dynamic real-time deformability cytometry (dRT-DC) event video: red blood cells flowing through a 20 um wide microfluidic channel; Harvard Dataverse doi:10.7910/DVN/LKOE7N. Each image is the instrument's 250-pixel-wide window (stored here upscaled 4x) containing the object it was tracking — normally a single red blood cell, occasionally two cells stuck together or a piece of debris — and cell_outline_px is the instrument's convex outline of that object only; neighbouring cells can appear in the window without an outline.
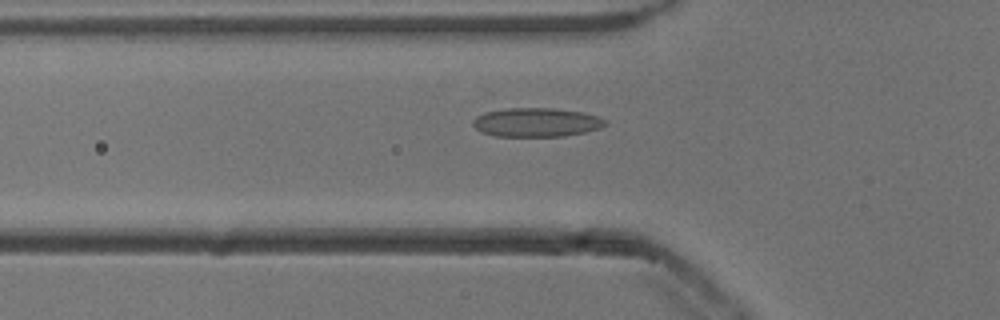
{"species": "common noctule bat (a hibernating species)", "species_latin": "Nyctalus noctula", "temperature_condition": "cold", "stored_images_in_passage": 32, "camera_frame_rate_fps": 3000, "um_per_image_px": 0.085, "animal": {"sex": "male", "body_mass_g": 13.3}, "frame": {"image": 1, "passage_image": 2, "time_ms": 0.333, "image_size_px": [1000, 320], "cell_outline_px": [[608, 124], [600, 128], [584, 132], [564, 136], [496, 136], [480, 132], [472, 124], [472, 120], [476, 116], [484, 112], [504, 108], [556, 108], [580, 112], [596, 116], [608, 120]], "centroid_in_image_um": [45.57, 10.39], "position_along_channel_um": 80.2, "area_um2": 22.43}}
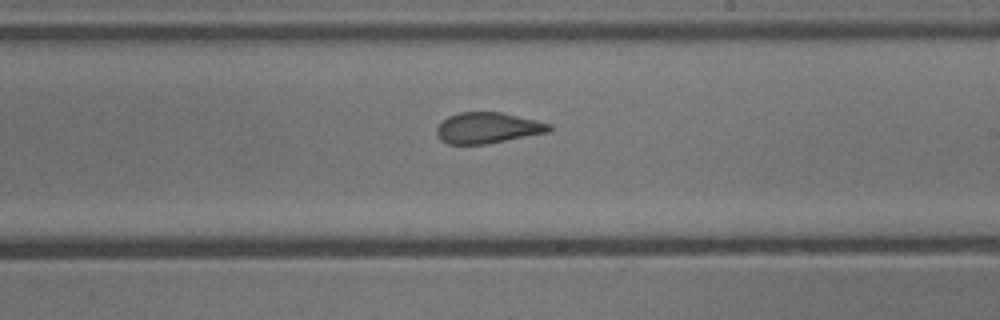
{"frame": {"image": 2, "passage_image": 15, "time_ms": 4.667, "image_size_px": [1000, 320], "cell_outline_px": [[552, 128], [548, 132], [488, 144], [448, 144], [440, 140], [436, 136], [436, 128], [440, 120], [448, 116], [460, 112], [500, 112], [536, 120], [552, 124]], "centroid_in_image_um": [41.41, 10.87], "position_along_channel_um": 247.6, "area_um2": 20.46}}
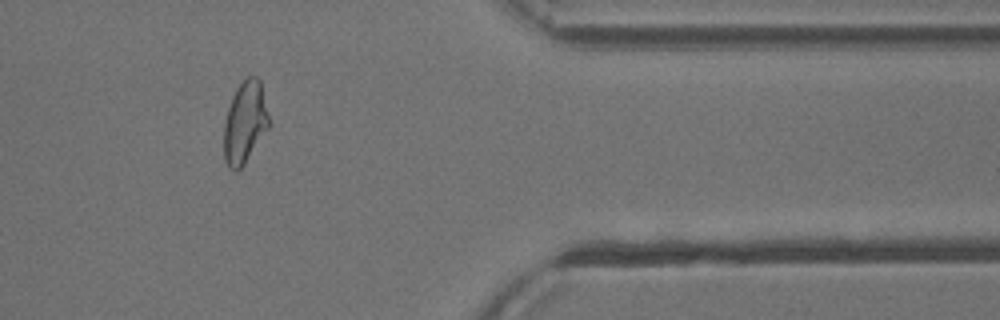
{"frame": {"image": 3, "passage_image": 28, "time_ms": 9.0, "image_size_px": [1000, 320], "cell_outline_px": [[268, 128], [244, 164], [236, 172], [228, 168], [224, 160], [224, 120], [232, 96], [236, 88], [248, 76], [256, 76], [260, 80], [268, 116]], "centroid_in_image_um": [20.78, 10.43], "position_along_channel_um": 390.6, "area_um2": 21.27}, "authors_computed_cell_mechanics": {"area_um2": 21.0681, "velocity_mm_per_s": 3.8312, "shape_relaxation_time_tau1_ms": null, "shape_relaxation_time_tau2_ms": 1.4375, "deformation_change_tau1": null, "deformation_change_tau2": 0.085}}